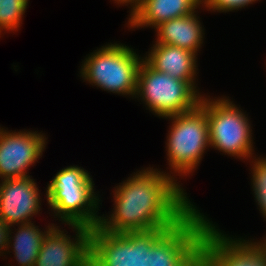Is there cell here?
<instances>
[{
  "label": "cell",
  "instance_id": "6da1fadb",
  "mask_svg": "<svg viewBox=\"0 0 266 266\" xmlns=\"http://www.w3.org/2000/svg\"><path fill=\"white\" fill-rule=\"evenodd\" d=\"M132 176V177H131ZM113 188L114 208L98 226L111 233L170 229L195 207L168 172L148 167Z\"/></svg>",
  "mask_w": 266,
  "mask_h": 266
},
{
  "label": "cell",
  "instance_id": "7a4b0ae2",
  "mask_svg": "<svg viewBox=\"0 0 266 266\" xmlns=\"http://www.w3.org/2000/svg\"><path fill=\"white\" fill-rule=\"evenodd\" d=\"M94 181L83 167L68 166L61 169L48 183L46 200L54 212V218L66 225H78L88 229L100 222L99 196L94 192ZM56 216V217H55Z\"/></svg>",
  "mask_w": 266,
  "mask_h": 266
},
{
  "label": "cell",
  "instance_id": "3957f363",
  "mask_svg": "<svg viewBox=\"0 0 266 266\" xmlns=\"http://www.w3.org/2000/svg\"><path fill=\"white\" fill-rule=\"evenodd\" d=\"M165 119L171 120L165 147L171 169L169 174L177 180L175 176L193 173L210 147L205 97L202 95L194 109Z\"/></svg>",
  "mask_w": 266,
  "mask_h": 266
},
{
  "label": "cell",
  "instance_id": "277c9868",
  "mask_svg": "<svg viewBox=\"0 0 266 266\" xmlns=\"http://www.w3.org/2000/svg\"><path fill=\"white\" fill-rule=\"evenodd\" d=\"M143 57L121 43H108L88 54L80 69L84 82L132 98L137 90V73Z\"/></svg>",
  "mask_w": 266,
  "mask_h": 266
},
{
  "label": "cell",
  "instance_id": "5b68a950",
  "mask_svg": "<svg viewBox=\"0 0 266 266\" xmlns=\"http://www.w3.org/2000/svg\"><path fill=\"white\" fill-rule=\"evenodd\" d=\"M168 229L111 233L89 232L88 266H150V248Z\"/></svg>",
  "mask_w": 266,
  "mask_h": 266
},
{
  "label": "cell",
  "instance_id": "8992f818",
  "mask_svg": "<svg viewBox=\"0 0 266 266\" xmlns=\"http://www.w3.org/2000/svg\"><path fill=\"white\" fill-rule=\"evenodd\" d=\"M230 100L229 97L205 96L210 147L224 155L250 160L254 154L251 122L246 112Z\"/></svg>",
  "mask_w": 266,
  "mask_h": 266
},
{
  "label": "cell",
  "instance_id": "52a82bcc",
  "mask_svg": "<svg viewBox=\"0 0 266 266\" xmlns=\"http://www.w3.org/2000/svg\"><path fill=\"white\" fill-rule=\"evenodd\" d=\"M139 97L151 113L167 118L194 109L202 95L187 81L157 72L143 60L137 73L135 98Z\"/></svg>",
  "mask_w": 266,
  "mask_h": 266
},
{
  "label": "cell",
  "instance_id": "ba28073f",
  "mask_svg": "<svg viewBox=\"0 0 266 266\" xmlns=\"http://www.w3.org/2000/svg\"><path fill=\"white\" fill-rule=\"evenodd\" d=\"M209 221L201 234L204 258L212 266H266V246L262 241L234 238Z\"/></svg>",
  "mask_w": 266,
  "mask_h": 266
},
{
  "label": "cell",
  "instance_id": "9c48e42d",
  "mask_svg": "<svg viewBox=\"0 0 266 266\" xmlns=\"http://www.w3.org/2000/svg\"><path fill=\"white\" fill-rule=\"evenodd\" d=\"M47 139L38 131L16 132L0 127V179L30 176L27 171L42 157Z\"/></svg>",
  "mask_w": 266,
  "mask_h": 266
},
{
  "label": "cell",
  "instance_id": "30bf717a",
  "mask_svg": "<svg viewBox=\"0 0 266 266\" xmlns=\"http://www.w3.org/2000/svg\"><path fill=\"white\" fill-rule=\"evenodd\" d=\"M195 207L150 248V266H174L200 239L209 222Z\"/></svg>",
  "mask_w": 266,
  "mask_h": 266
},
{
  "label": "cell",
  "instance_id": "8fae6325",
  "mask_svg": "<svg viewBox=\"0 0 266 266\" xmlns=\"http://www.w3.org/2000/svg\"><path fill=\"white\" fill-rule=\"evenodd\" d=\"M55 225L43 238L34 266H88L90 229L69 225L75 231L72 239Z\"/></svg>",
  "mask_w": 266,
  "mask_h": 266
},
{
  "label": "cell",
  "instance_id": "7c38bea8",
  "mask_svg": "<svg viewBox=\"0 0 266 266\" xmlns=\"http://www.w3.org/2000/svg\"><path fill=\"white\" fill-rule=\"evenodd\" d=\"M0 182V218L13 228L30 223L41 211V190L35 179L24 176Z\"/></svg>",
  "mask_w": 266,
  "mask_h": 266
},
{
  "label": "cell",
  "instance_id": "4fadbf2b",
  "mask_svg": "<svg viewBox=\"0 0 266 266\" xmlns=\"http://www.w3.org/2000/svg\"><path fill=\"white\" fill-rule=\"evenodd\" d=\"M148 53V55H147ZM143 60L157 72L187 81L200 95L196 85L197 55L188 49L155 43Z\"/></svg>",
  "mask_w": 266,
  "mask_h": 266
},
{
  "label": "cell",
  "instance_id": "5bb4252c",
  "mask_svg": "<svg viewBox=\"0 0 266 266\" xmlns=\"http://www.w3.org/2000/svg\"><path fill=\"white\" fill-rule=\"evenodd\" d=\"M202 0H137L130 9L128 28H156L168 20L187 16L200 9Z\"/></svg>",
  "mask_w": 266,
  "mask_h": 266
},
{
  "label": "cell",
  "instance_id": "9a60e30c",
  "mask_svg": "<svg viewBox=\"0 0 266 266\" xmlns=\"http://www.w3.org/2000/svg\"><path fill=\"white\" fill-rule=\"evenodd\" d=\"M196 12L198 11L168 20L157 26L155 43L188 49L198 56L204 40V28Z\"/></svg>",
  "mask_w": 266,
  "mask_h": 266
},
{
  "label": "cell",
  "instance_id": "2e32d148",
  "mask_svg": "<svg viewBox=\"0 0 266 266\" xmlns=\"http://www.w3.org/2000/svg\"><path fill=\"white\" fill-rule=\"evenodd\" d=\"M16 226H18V229L15 228L16 233L12 232V228L10 227L8 251L6 252L10 254L13 251L14 258L19 266H34L39 255L43 238L54 225L52 223L49 224L45 230H43L44 232L38 228L39 226L34 225V222ZM11 233H13L14 236L11 235ZM10 249L12 250L11 252Z\"/></svg>",
  "mask_w": 266,
  "mask_h": 266
},
{
  "label": "cell",
  "instance_id": "e0dca14e",
  "mask_svg": "<svg viewBox=\"0 0 266 266\" xmlns=\"http://www.w3.org/2000/svg\"><path fill=\"white\" fill-rule=\"evenodd\" d=\"M29 0H0V29L18 31Z\"/></svg>",
  "mask_w": 266,
  "mask_h": 266
},
{
  "label": "cell",
  "instance_id": "ac0fdd59",
  "mask_svg": "<svg viewBox=\"0 0 266 266\" xmlns=\"http://www.w3.org/2000/svg\"><path fill=\"white\" fill-rule=\"evenodd\" d=\"M255 159V160H254ZM251 162V185L254 191L255 202L264 220L266 219V157H253ZM253 163V164H252ZM266 221V220H265Z\"/></svg>",
  "mask_w": 266,
  "mask_h": 266
},
{
  "label": "cell",
  "instance_id": "d6986e66",
  "mask_svg": "<svg viewBox=\"0 0 266 266\" xmlns=\"http://www.w3.org/2000/svg\"><path fill=\"white\" fill-rule=\"evenodd\" d=\"M259 0H202V6L207 11L232 12L247 7Z\"/></svg>",
  "mask_w": 266,
  "mask_h": 266
},
{
  "label": "cell",
  "instance_id": "ffe728a7",
  "mask_svg": "<svg viewBox=\"0 0 266 266\" xmlns=\"http://www.w3.org/2000/svg\"><path fill=\"white\" fill-rule=\"evenodd\" d=\"M203 258L204 249L200 239L174 266H200Z\"/></svg>",
  "mask_w": 266,
  "mask_h": 266
},
{
  "label": "cell",
  "instance_id": "44dd1931",
  "mask_svg": "<svg viewBox=\"0 0 266 266\" xmlns=\"http://www.w3.org/2000/svg\"><path fill=\"white\" fill-rule=\"evenodd\" d=\"M10 226L0 218V256L6 255ZM5 251V252H4Z\"/></svg>",
  "mask_w": 266,
  "mask_h": 266
},
{
  "label": "cell",
  "instance_id": "7402d4cb",
  "mask_svg": "<svg viewBox=\"0 0 266 266\" xmlns=\"http://www.w3.org/2000/svg\"><path fill=\"white\" fill-rule=\"evenodd\" d=\"M112 1H114V3L119 4V6L120 5L128 6L130 4L131 7L137 2V0H112Z\"/></svg>",
  "mask_w": 266,
  "mask_h": 266
},
{
  "label": "cell",
  "instance_id": "603a6c76",
  "mask_svg": "<svg viewBox=\"0 0 266 266\" xmlns=\"http://www.w3.org/2000/svg\"><path fill=\"white\" fill-rule=\"evenodd\" d=\"M263 244L266 246V237H263V240H261Z\"/></svg>",
  "mask_w": 266,
  "mask_h": 266
}]
</instances>
